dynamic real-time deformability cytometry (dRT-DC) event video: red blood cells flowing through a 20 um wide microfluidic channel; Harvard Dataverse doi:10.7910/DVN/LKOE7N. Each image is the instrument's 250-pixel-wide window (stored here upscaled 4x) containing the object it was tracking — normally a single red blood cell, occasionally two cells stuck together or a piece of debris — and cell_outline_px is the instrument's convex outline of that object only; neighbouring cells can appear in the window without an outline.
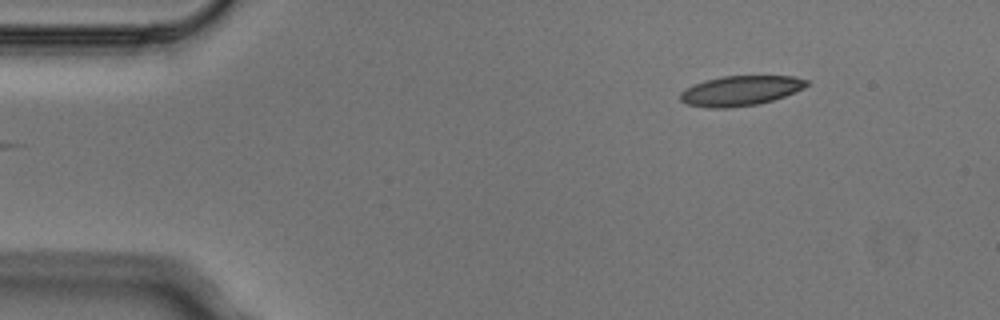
{"species": "Egyptian fruit bat (a non-hibernating species)", "species_latin": "Rousettus aegyptiacus", "temperature_condition": "cold", "stored_images_in_passage": 2, "camera_frame_rate_fps": 3000, "um_per_image_px": 0.085, "animal": {"sex": "male"}, "frame": {"image": 1, "passage_image": 2, "time_ms": 0.333, "image_size_px": [1000, 320], "cell_outline_px": [[808, 84], [804, 88], [784, 96], [760, 104], [728, 108], [708, 108], [688, 104], [680, 100], [680, 92], [704, 80], [720, 76], [792, 76], [808, 80]], "centroid_in_image_um": [62.94, 7.71], "position_along_channel_um": 22.1, "area_um2": 21.96}}